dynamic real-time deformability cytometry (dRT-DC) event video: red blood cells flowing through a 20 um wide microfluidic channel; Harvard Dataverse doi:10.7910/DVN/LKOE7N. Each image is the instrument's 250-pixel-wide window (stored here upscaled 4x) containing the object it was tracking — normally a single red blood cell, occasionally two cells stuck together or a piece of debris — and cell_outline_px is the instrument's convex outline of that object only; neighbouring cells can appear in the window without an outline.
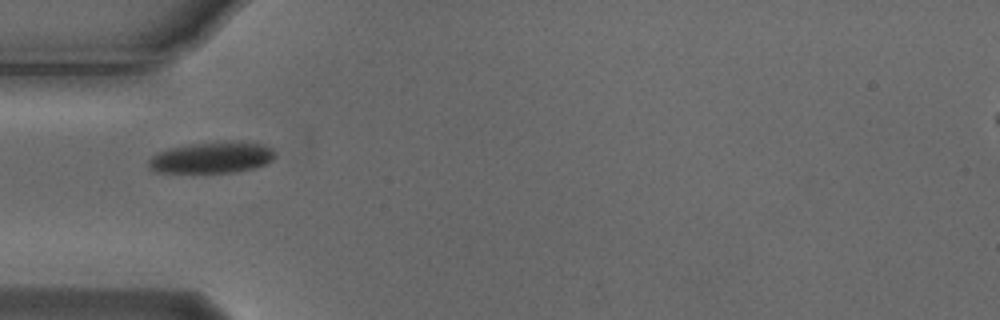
{"species": "Egyptian fruit bat (a non-hibernating species)", "species_latin": "Rousettus aegyptiacus", "temperature_condition": "cold", "stored_images_in_passage": 7, "camera_frame_rate_fps": 3000, "um_per_image_px": 0.085, "animal": {"sex": "male"}, "frame": {"image": 1, "passage_image": 5, "time_ms": 1.333, "image_size_px": [1000, 320], "cell_outline_px": [[276, 156], [268, 164], [236, 172], [156, 172], [148, 168], [148, 160], [156, 152], [172, 148], [192, 144], [232, 140], [264, 144], [272, 148], [276, 152]], "centroid_in_image_um": [18.05, 13.38], "position_along_channel_um": 66.9, "area_um2": 23.24}}
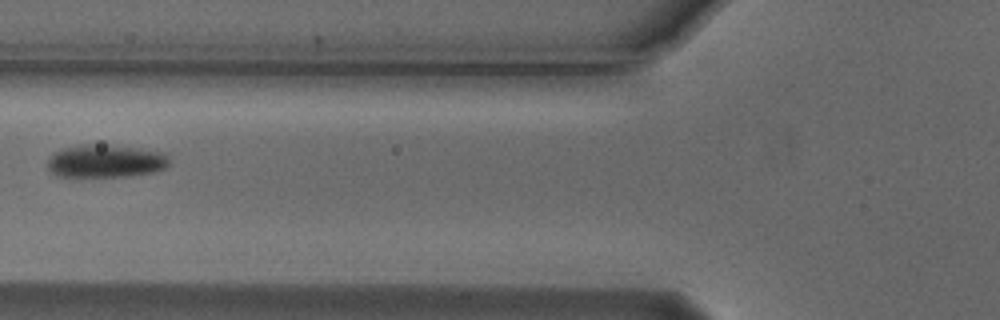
{"frame": {"image": 2, "passage_image": 6, "time_ms": 1.667, "image_size_px": [1000, 320], "cell_outline_px": [[168, 164], [164, 168], [152, 172], [124, 176], [56, 176], [48, 168], [48, 156], [60, 148], [84, 144], [108, 144], [136, 148], [160, 152], [168, 156]], "centroid_in_image_um": [8.91, 13.67], "position_along_channel_um": 116.9, "area_um2": 23.24}}
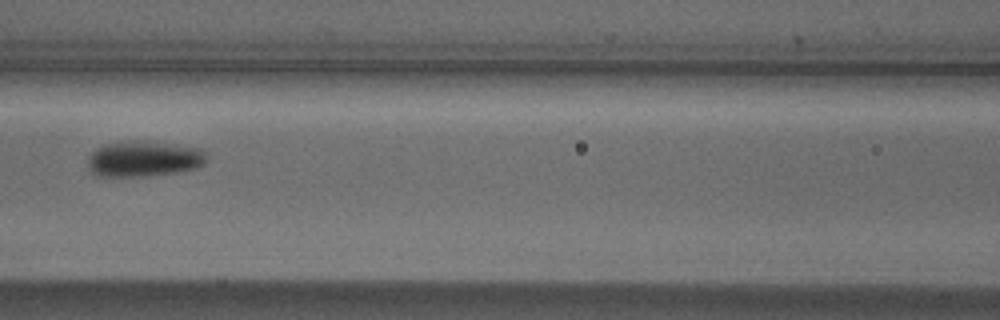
{"frame": {"image": 3, "passage_image": 7, "time_ms": 2.0, "image_size_px": [1000, 320], "cell_outline_px": [[204, 164], [196, 168], [180, 172], [148, 176], [96, 176], [88, 168], [88, 156], [96, 148], [104, 144], [132, 140], [140, 140], [200, 148], [204, 152]], "centroid_in_image_um": [12.18, 13.5], "position_along_channel_um": 154.4, "area_um2": 24.74}}